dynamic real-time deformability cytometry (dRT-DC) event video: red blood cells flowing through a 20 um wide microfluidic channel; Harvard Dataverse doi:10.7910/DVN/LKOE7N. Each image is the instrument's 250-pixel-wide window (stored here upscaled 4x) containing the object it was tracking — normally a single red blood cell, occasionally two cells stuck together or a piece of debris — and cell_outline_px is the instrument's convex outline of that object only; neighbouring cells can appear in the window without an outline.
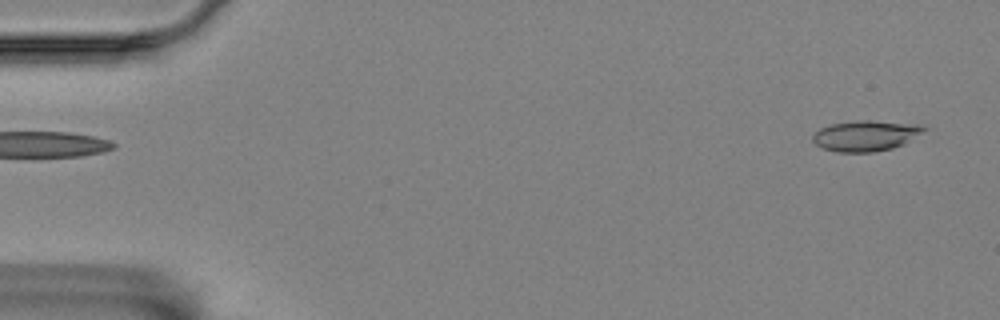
{"species": "Egyptian fruit bat (a non-hibernating species)", "species_latin": "Rousettus aegyptiacus", "temperature_condition": "room temperature", "stored_images_in_passage": 15, "camera_frame_rate_fps": 3000, "um_per_image_px": 0.085, "animal": {"sex": "female"}, "frame": {"image": 1, "passage_image": 1, "time_ms": 0.0, "image_size_px": [1000, 320], "cell_outline_px": [[928, 128], [904, 144], [892, 148], [876, 152], [836, 152], [824, 148], [816, 144], [812, 140], [812, 136], [820, 128], [832, 124], [860, 120], [868, 120], [924, 124]], "centroid_in_image_um": [73.62, 11.53], "position_along_channel_um": 11.4, "area_um2": 19.88}}
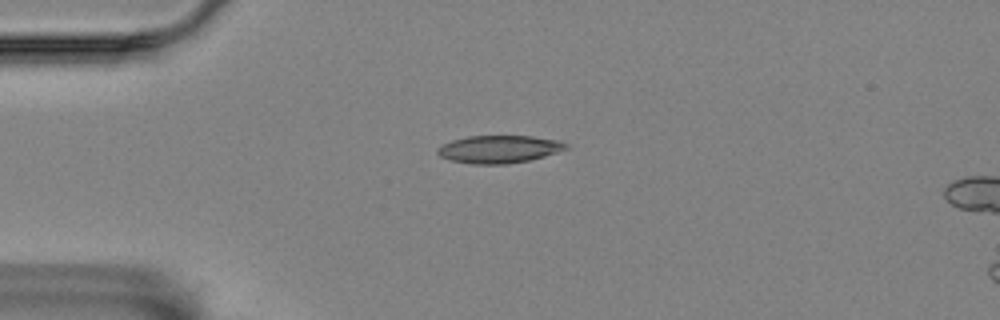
{"frame": {"image": 2, "passage_image": 12, "time_ms": 3.667, "image_size_px": [1000, 320], "cell_outline_px": [[568, 148], [544, 156], [528, 160], [508, 164], [472, 164], [452, 160], [440, 156], [436, 152], [436, 148], [452, 140], [468, 136], [532, 136], [560, 140], [568, 144]], "centroid_in_image_um": [42.42, 12.67], "position_along_channel_um": 42.6, "area_um2": 20.63}}